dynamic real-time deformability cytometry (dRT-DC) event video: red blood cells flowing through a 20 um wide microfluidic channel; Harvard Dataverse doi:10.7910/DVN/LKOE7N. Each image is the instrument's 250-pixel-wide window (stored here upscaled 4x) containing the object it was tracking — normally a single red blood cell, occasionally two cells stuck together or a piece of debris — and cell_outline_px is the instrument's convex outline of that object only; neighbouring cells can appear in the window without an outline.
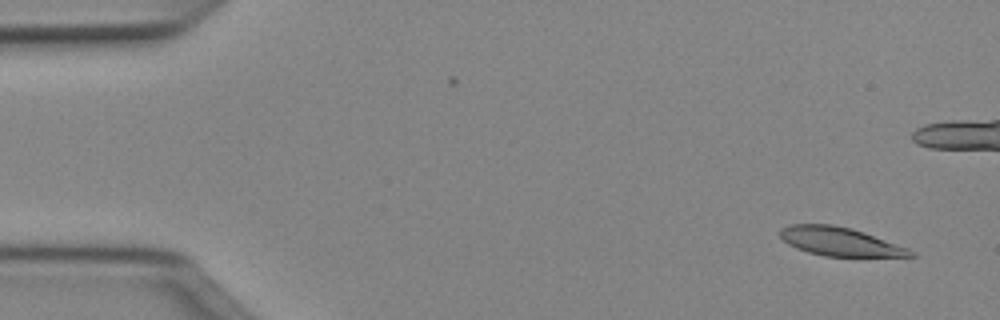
{"species": "Egyptian fruit bat (a non-hibernating species)", "species_latin": "Rousettus aegyptiacus", "temperature_condition": "cold", "stored_images_in_passage": 50, "camera_frame_rate_fps": 3000, "um_per_image_px": 0.085, "animal": {"sex": "female"}, "frame": {"image": 1, "passage_image": 2, "time_ms": 0.333, "image_size_px": [1000, 320], "cell_outline_px": [[916, 256], [824, 256], [808, 252], [796, 248], [788, 244], [780, 236], [780, 228], [788, 224], [832, 224], [852, 228], [864, 232], [908, 248], [916, 252]], "centroid_in_image_um": [71.37, 20.52], "position_along_channel_um": 13.6, "area_um2": 21.68}}
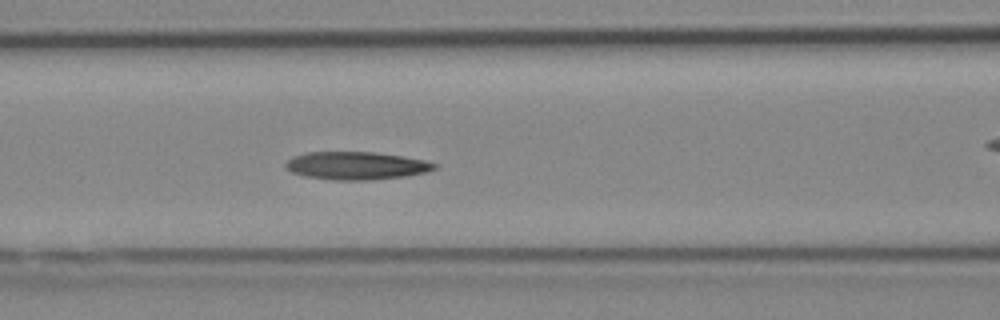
{"frame": {"image": 2, "passage_image": 20, "time_ms": 6.333, "image_size_px": [1000, 320], "cell_outline_px": [[440, 168], [424, 172], [404, 176], [368, 180], [332, 180], [304, 176], [292, 172], [284, 168], [284, 164], [292, 156], [304, 152], [376, 152], [404, 156], [424, 160], [440, 164]], "centroid_in_image_um": [30.28, 14.07], "position_along_channel_um": 136.3, "area_um2": 24.45}}
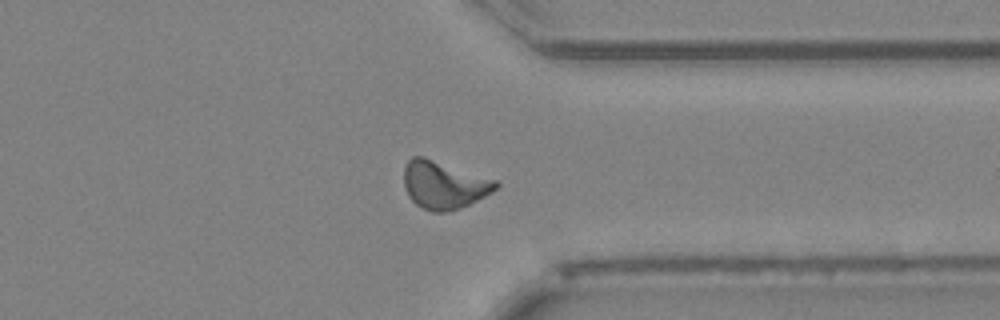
{"frame": {"image": 3, "passage_image": 38, "time_ms": 12.333, "image_size_px": [1000, 320], "cell_outline_px": [[500, 184], [492, 192], [460, 208], [444, 212], [432, 212], [416, 204], [408, 196], [404, 188], [404, 168], [408, 160], [412, 156], [424, 156], [496, 180]], "centroid_in_image_um": [37.7, 15.7], "position_along_channel_um": 373.7, "area_um2": 25.43}, "authors_computed_cell_mechanics": {"area_um2": 23.4379, "velocity_mm_per_s": 3.998, "shape_relaxation_time_tau1_ms": null, "shape_relaxation_time_tau2_ms": 4.9261, "deformation_change_tau1": null, "deformation_change_tau2": 0.1392}}